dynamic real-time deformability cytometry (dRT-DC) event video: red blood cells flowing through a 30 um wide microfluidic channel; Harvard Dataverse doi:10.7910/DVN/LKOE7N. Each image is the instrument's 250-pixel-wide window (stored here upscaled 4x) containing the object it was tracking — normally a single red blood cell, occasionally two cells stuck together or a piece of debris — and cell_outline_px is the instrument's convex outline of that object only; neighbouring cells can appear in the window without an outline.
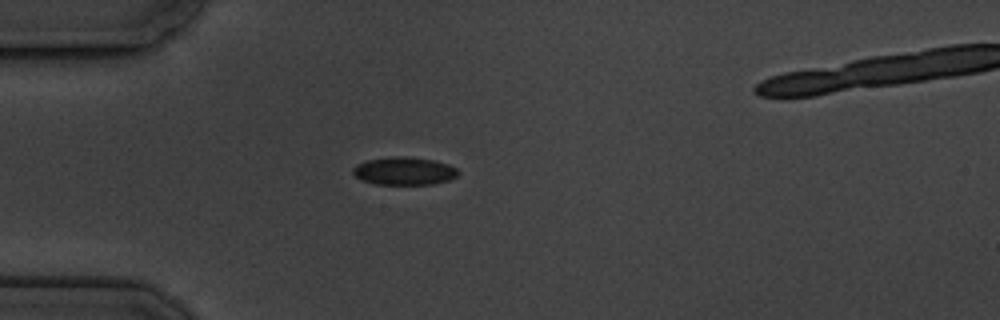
{"species": "common noctule bat (a hibernating species)", "species_latin": "Nyctalus noctula", "temperature_condition": "cold", "stored_images_in_passage": 6, "camera_frame_rate_fps": 3000, "um_per_image_px": 0.085, "animal": {"sex": "male", "body_mass_g": 19.5, "forearm_length_mm": 54.6}, "frame": {"image": 1, "passage_image": 6, "time_ms": 6.667, "image_size_px": [1000, 320], "cell_outline_px": [[460, 172], [456, 176], [448, 180], [432, 184], [376, 184], [364, 180], [356, 176], [352, 172], [352, 168], [356, 164], [368, 160], [392, 156], [404, 156], [432, 160], [448, 164], [456, 168]], "centroid_in_image_um": [34.35, 14.53], "position_along_channel_um": 50.7, "area_um2": 16.94}}